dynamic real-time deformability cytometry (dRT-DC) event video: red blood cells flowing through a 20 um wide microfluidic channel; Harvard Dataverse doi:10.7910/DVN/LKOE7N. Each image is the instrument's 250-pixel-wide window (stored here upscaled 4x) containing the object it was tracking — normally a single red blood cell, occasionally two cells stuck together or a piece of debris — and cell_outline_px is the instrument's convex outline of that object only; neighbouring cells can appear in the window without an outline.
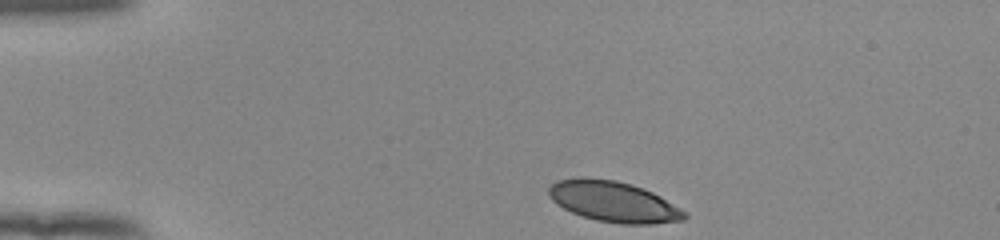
{"species": "human", "species_latin": "Homo sapiens", "temperature_condition": "room temperature", "stored_images_in_passage": 38, "camera_frame_rate_fps": 3000, "um_per_image_px": 0.085, "donor": {"sex": "female"}, "frame": {"image": 1, "passage_image": 1, "time_ms": 0.0, "image_size_px": [1000, 240], "cell_outline_px": [[688, 216], [684, 220], [652, 224], [620, 224], [596, 220], [572, 212], [564, 208], [552, 200], [548, 196], [548, 188], [556, 180], [580, 176], [616, 180], [632, 184], [652, 192], [660, 196], [688, 212]], "centroid_in_image_um": [52.16, 17.13], "position_along_channel_um": 32.8, "area_um2": 32.43}}
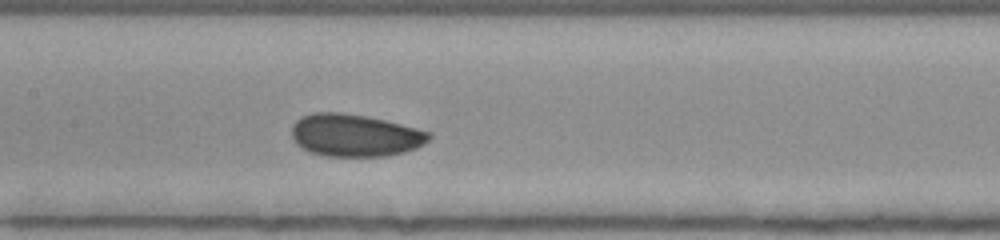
{"frame": {"image": 2, "passage_image": 17, "time_ms": 5.333, "image_size_px": [1000, 240], "cell_outline_px": [[432, 136], [424, 144], [416, 148], [404, 152], [388, 156], [324, 156], [308, 152], [296, 144], [292, 136], [292, 124], [300, 116], [312, 112], [340, 112], [364, 116], [384, 120], [432, 132]], "centroid_in_image_um": [30.14, 11.5], "position_along_channel_um": 177.3, "area_um2": 34.16}}
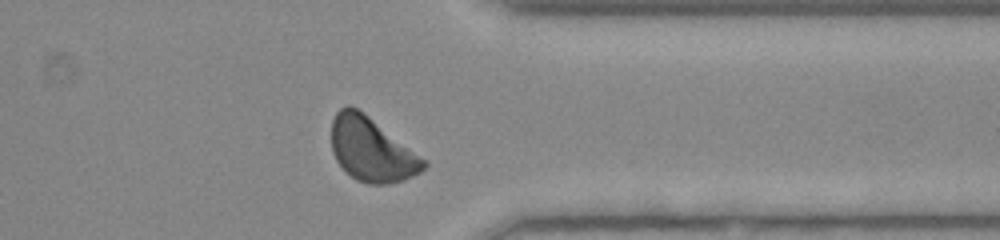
{"frame": {"image": 3, "passage_image": 33, "time_ms": 10.667, "image_size_px": [1000, 240], "cell_outline_px": [[428, 164], [420, 172], [404, 180], [388, 184], [368, 184], [356, 180], [336, 160], [332, 152], [332, 120], [336, 112], [340, 108], [348, 104], [364, 112], [428, 160]], "centroid_in_image_um": [31.61, 12.7], "position_along_channel_um": 379.8, "area_um2": 34.51}, "authors_computed_cell_mechanics": {"area_um2": 33.3217, "velocity_mm_per_s": 3.8786, "shape_relaxation_time_tau1_ms": 2.9305, "shape_relaxation_time_tau2_ms": 6.7946, "deformation_change_tau1": 0.0749, "deformation_change_tau2": 0.0819}}